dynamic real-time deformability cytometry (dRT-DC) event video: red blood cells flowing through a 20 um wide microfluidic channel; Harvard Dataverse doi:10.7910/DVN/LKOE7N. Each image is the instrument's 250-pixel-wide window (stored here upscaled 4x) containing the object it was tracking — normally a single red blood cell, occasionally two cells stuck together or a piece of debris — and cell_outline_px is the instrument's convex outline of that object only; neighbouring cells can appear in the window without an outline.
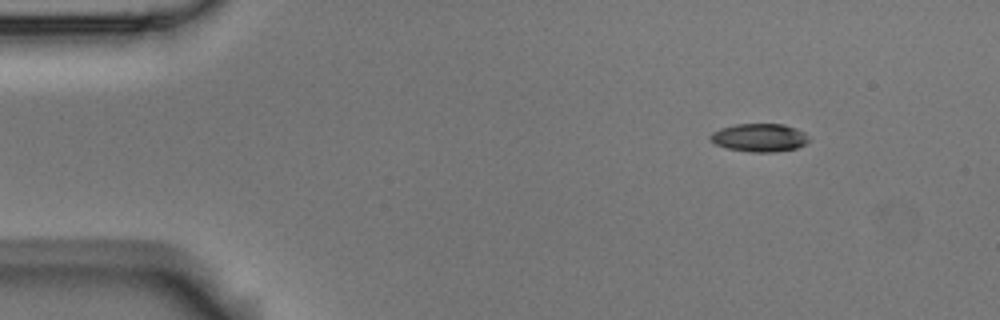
{"species": "Egyptian fruit bat (a non-hibernating species)", "species_latin": "Rousettus aegyptiacus", "temperature_condition": "room temperature", "stored_images_in_passage": 4, "camera_frame_rate_fps": 3000, "um_per_image_px": 0.085, "animal": {"sex": "male"}, "frame": {"image": 1, "passage_image": 1, "time_ms": 0.0, "image_size_px": [1000, 320], "cell_outline_px": [[808, 140], [804, 144], [796, 148], [772, 152], [752, 152], [728, 148], [716, 144], [708, 140], [708, 136], [712, 132], [720, 128], [736, 124], [784, 124], [796, 128], [804, 132], [808, 136]], "centroid_in_image_um": [64.51, 11.69], "position_along_channel_um": 20.5, "area_um2": 16.13}}
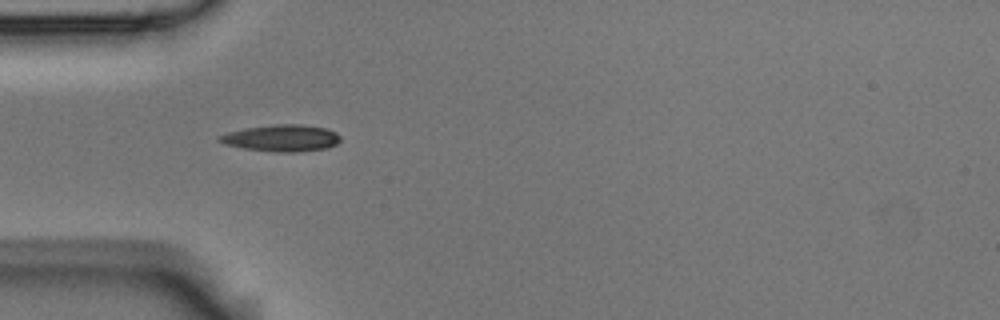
{"frame": {"image": 2, "passage_image": 3, "time_ms": 0.667, "image_size_px": [1000, 320], "cell_outline_px": [[340, 140], [336, 144], [328, 148], [292, 152], [280, 152], [244, 148], [224, 144], [216, 140], [216, 136], [228, 132], [244, 128], [276, 124], [300, 124], [328, 128], [336, 132], [340, 136]], "centroid_in_image_um": [23.92, 11.72], "position_along_channel_um": 61.1, "area_um2": 18.9}}
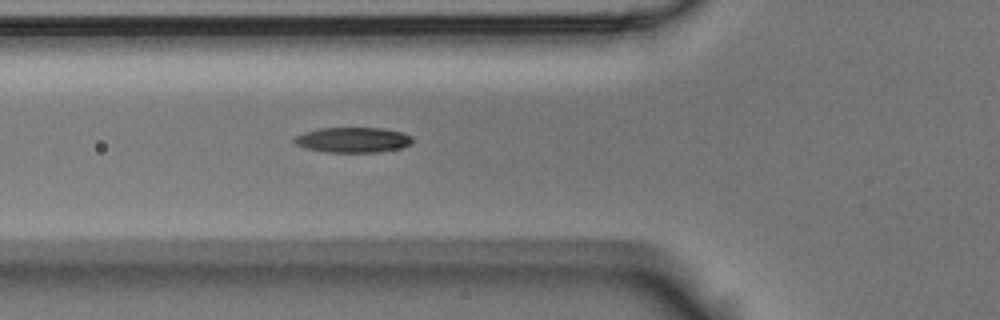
{"frame": {"image": 3, "passage_image": 4, "time_ms": 1.0, "image_size_px": [1000, 320], "cell_outline_px": [[412, 144], [400, 148], [376, 152], [324, 152], [308, 148], [296, 144], [292, 140], [296, 136], [304, 132], [320, 128], [384, 128], [404, 132], [412, 136]], "centroid_in_image_um": [30.03, 11.88], "position_along_channel_um": 95.8, "area_um2": 17.4}}